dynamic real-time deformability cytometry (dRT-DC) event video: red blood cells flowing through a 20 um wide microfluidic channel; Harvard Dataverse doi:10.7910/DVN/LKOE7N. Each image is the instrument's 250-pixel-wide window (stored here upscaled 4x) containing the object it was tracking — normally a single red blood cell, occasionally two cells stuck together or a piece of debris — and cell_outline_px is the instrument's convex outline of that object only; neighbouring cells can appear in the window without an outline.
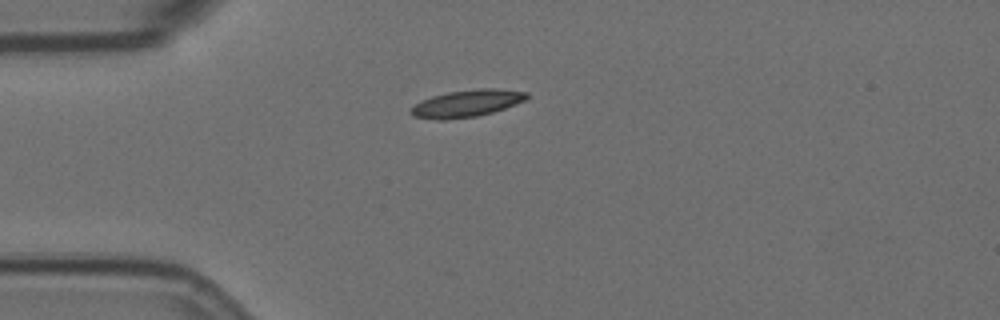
{"species": "Egyptian fruit bat (a non-hibernating species)", "species_latin": "Rousettus aegyptiacus", "temperature_condition": "room temperature", "stored_images_in_passage": 44, "camera_frame_rate_fps": 3000, "um_per_image_px": 0.085, "animal": {"sex": "female"}, "frame": {"image": 1, "passage_image": 1, "time_ms": 0.0, "image_size_px": [1000, 320], "cell_outline_px": [[528, 96], [524, 100], [516, 104], [492, 112], [476, 116], [444, 120], [440, 120], [412, 116], [408, 112], [416, 104], [432, 96], [448, 92], [480, 88], [492, 88], [528, 92]], "centroid_in_image_um": [39.67, 8.79], "position_along_channel_um": 45.3, "area_um2": 18.03}}
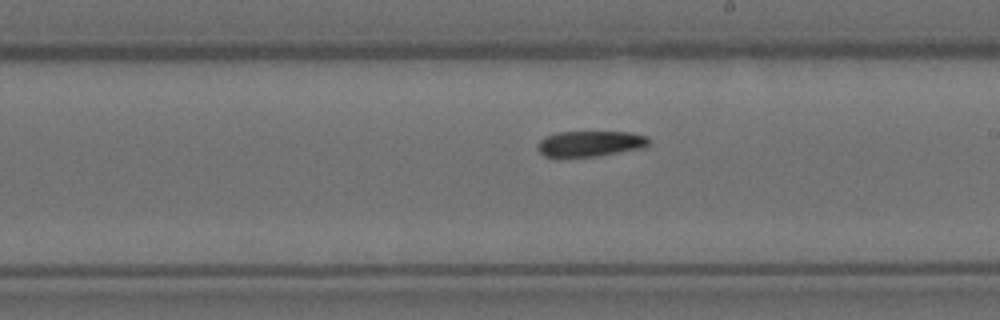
{"frame": {"image": 2, "passage_image": 19, "time_ms": 6.0, "image_size_px": [1000, 320], "cell_outline_px": [[652, 140], [644, 148], [596, 156], [556, 160], [552, 160], [544, 156], [536, 148], [540, 140], [544, 136], [560, 132], [628, 132], [648, 136]], "centroid_in_image_um": [50.1, 12.25], "position_along_channel_um": 238.9, "area_um2": 17.4}}
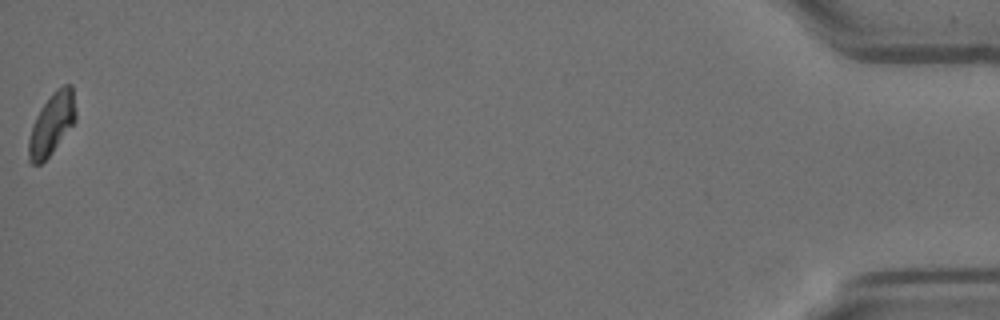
{"frame": {"image": 3, "passage_image": 44, "time_ms": 14.333, "image_size_px": [1000, 320], "cell_outline_px": [[76, 120], [52, 152], [40, 164], [32, 164], [28, 160], [28, 140], [32, 124], [40, 108], [52, 92], [56, 88], [64, 84], [72, 84], [76, 112]], "centroid_in_image_um": [4.39, 10.5], "position_along_channel_um": 430.8, "area_um2": 16.99}, "authors_computed_cell_mechanics": {"area_um2": 17.34, "velocity_mm_per_s": 3.518, "shape_relaxation_time_tau1_ms": 3.6498, "shape_relaxation_time_tau2_ms": null, "deformation_change_tau1": 0.1315, "deformation_change_tau2": null}}